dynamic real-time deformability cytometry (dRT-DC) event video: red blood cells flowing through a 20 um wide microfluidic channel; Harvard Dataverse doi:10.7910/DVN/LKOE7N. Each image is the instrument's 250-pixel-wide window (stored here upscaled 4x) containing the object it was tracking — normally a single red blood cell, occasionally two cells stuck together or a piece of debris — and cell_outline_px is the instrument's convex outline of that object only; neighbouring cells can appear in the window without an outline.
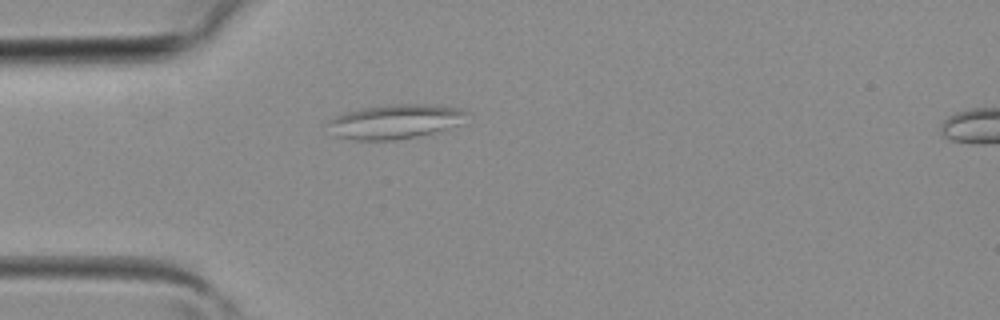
{"species": "common noctule bat (a hibernating species)", "species_latin": "Nyctalus noctula", "temperature_condition": "room temperature", "stored_images_in_passage": 2, "camera_frame_rate_fps": 3000, "um_per_image_px": 0.085, "animal": {"sex": "female", "body_mass_g": 19.3, "forearm_length_mm": 54.1}, "frame": {"image": 1, "passage_image": 1, "time_ms": 0.0, "image_size_px": [1000, 320], "cell_outline_px": [[472, 112], [468, 124], [436, 132], [396, 140], [352, 140], [336, 136], [328, 120], [344, 112], [364, 108], [392, 104], [420, 104], [460, 108]], "centroid_in_image_um": [33.76, 10.33], "position_along_channel_um": 51.2, "area_um2": 28.21}}